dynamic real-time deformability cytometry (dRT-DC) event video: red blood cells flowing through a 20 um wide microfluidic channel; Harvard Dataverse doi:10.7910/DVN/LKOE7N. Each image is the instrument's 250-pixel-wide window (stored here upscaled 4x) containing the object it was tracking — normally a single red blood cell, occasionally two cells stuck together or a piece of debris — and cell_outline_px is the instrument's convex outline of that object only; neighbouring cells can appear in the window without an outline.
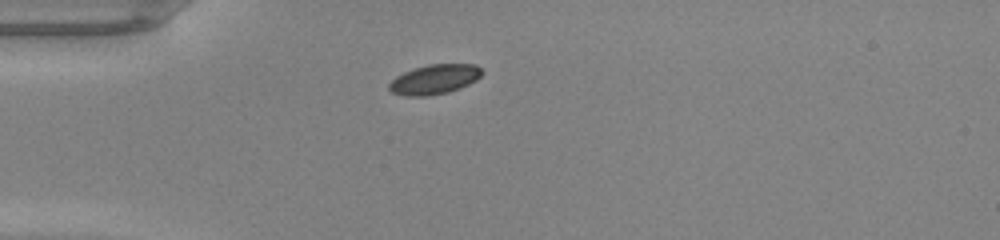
{"species": "common noctule bat (a hibernating species)", "species_latin": "Nyctalus noctula", "temperature_condition": "warm", "stored_images_in_passage": 36, "camera_frame_rate_fps": 3000, "um_per_image_px": 0.085, "animal": {"sex": "male", "body_mass_g": 20.0, "forearm_length_mm": 53.3}, "frame": {"image": 1, "passage_image": 1, "time_ms": 0.0, "image_size_px": [1000, 240], "cell_outline_px": [[484, 72], [476, 80], [460, 88], [448, 92], [428, 96], [404, 96], [392, 92], [388, 88], [388, 84], [396, 76], [404, 72], [428, 64], [476, 64]], "centroid_in_image_um": [36.93, 6.75], "position_along_channel_um": 48.1, "area_um2": 16.07}}
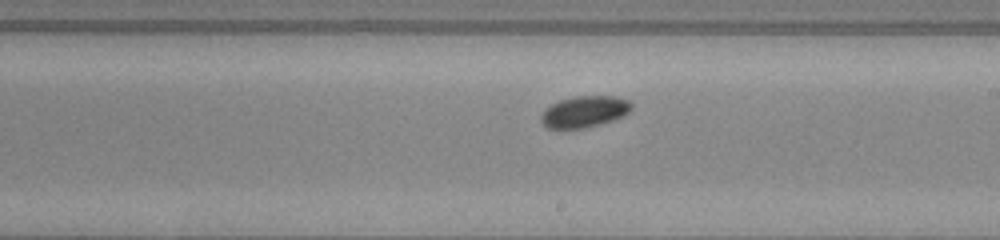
{"frame": {"image": 2, "passage_image": 16, "time_ms": 5.0, "image_size_px": [1000, 240], "cell_outline_px": [[632, 108], [624, 116], [600, 124], [584, 128], [560, 132], [548, 128], [540, 120], [540, 116], [552, 104], [560, 100], [576, 96], [616, 96], [628, 100], [632, 104]], "centroid_in_image_um": [49.66, 9.53], "position_along_channel_um": 239.3, "area_um2": 16.88}}
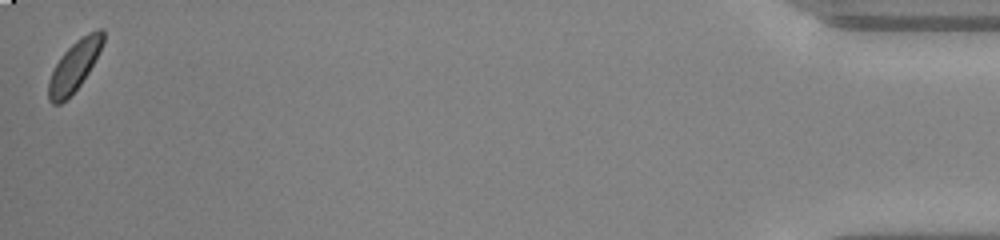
{"frame": {"image": 3, "passage_image": 36, "time_ms": 11.667, "image_size_px": [1000, 240], "cell_outline_px": [[104, 40], [88, 72], [80, 84], [60, 104], [52, 104], [48, 100], [48, 80], [60, 56], [76, 40], [88, 32], [100, 28], [104, 28]], "centroid_in_image_um": [6.3, 5.59], "position_along_channel_um": 428.9, "area_um2": 15.55}, "authors_computed_cell_mechanics": {"area_um2": 16.2418, "velocity_mm_per_s": 4.1989, "shape_relaxation_time_tau1_ms": 0.6395, "shape_relaxation_time_tau2_ms": null, "deformation_change_tau1": 0.043, "deformation_change_tau2": null}}